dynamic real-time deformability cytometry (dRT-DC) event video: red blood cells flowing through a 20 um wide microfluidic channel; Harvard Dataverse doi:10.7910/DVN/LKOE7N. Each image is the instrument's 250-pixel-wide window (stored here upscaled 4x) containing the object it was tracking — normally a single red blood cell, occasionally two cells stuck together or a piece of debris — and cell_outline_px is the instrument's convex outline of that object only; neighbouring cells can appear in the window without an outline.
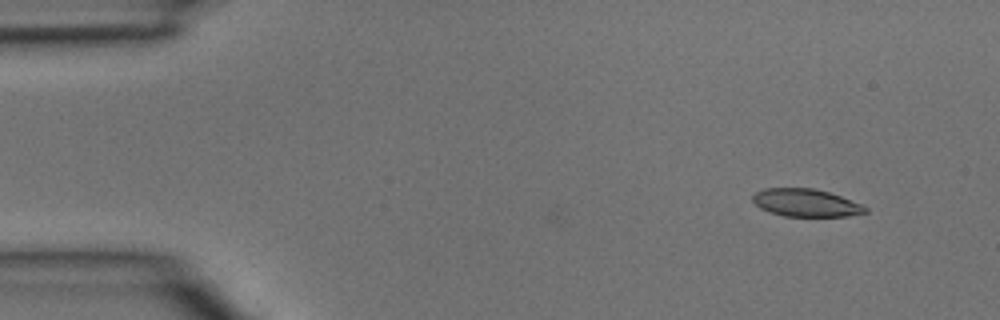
{"species": "common noctule bat (a hibernating species)", "species_latin": "Nyctalus noctula", "temperature_condition": "room temperature", "stored_images_in_passage": 3, "camera_frame_rate_fps": 3000, "um_per_image_px": 0.085, "animal": {"sex": "male", "body_mass_g": 15.6}, "frame": {"image": 1, "passage_image": 1, "time_ms": 0.0, "image_size_px": [1000, 320], "cell_outline_px": [[868, 212], [848, 216], [784, 216], [768, 212], [760, 208], [752, 200], [752, 196], [756, 192], [764, 188], [812, 188], [828, 192], [864, 204], [868, 208]], "centroid_in_image_um": [68.52, 17.24], "position_along_channel_um": 16.5, "area_um2": 18.26}}
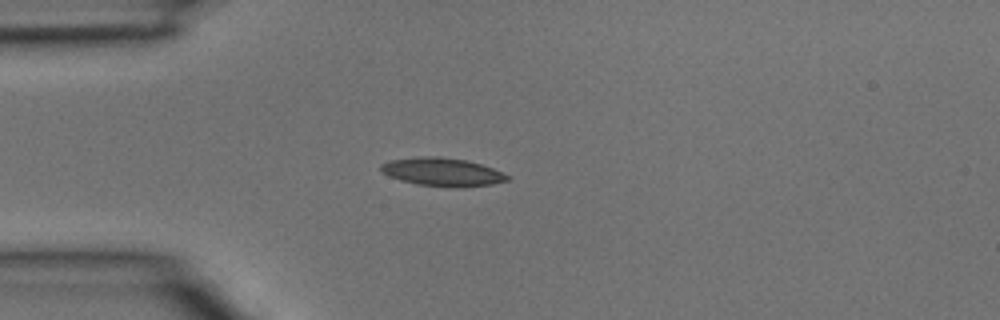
{"frame": {"image": 2, "passage_image": 3, "time_ms": 0.667, "image_size_px": [1000, 320], "cell_outline_px": [[508, 180], [492, 184], [456, 188], [416, 184], [400, 180], [388, 176], [380, 172], [380, 164], [392, 160], [424, 156], [440, 156], [464, 160], [480, 164], [492, 168], [508, 176]], "centroid_in_image_um": [37.54, 14.62], "position_along_channel_um": 47.5, "area_um2": 20.69}}